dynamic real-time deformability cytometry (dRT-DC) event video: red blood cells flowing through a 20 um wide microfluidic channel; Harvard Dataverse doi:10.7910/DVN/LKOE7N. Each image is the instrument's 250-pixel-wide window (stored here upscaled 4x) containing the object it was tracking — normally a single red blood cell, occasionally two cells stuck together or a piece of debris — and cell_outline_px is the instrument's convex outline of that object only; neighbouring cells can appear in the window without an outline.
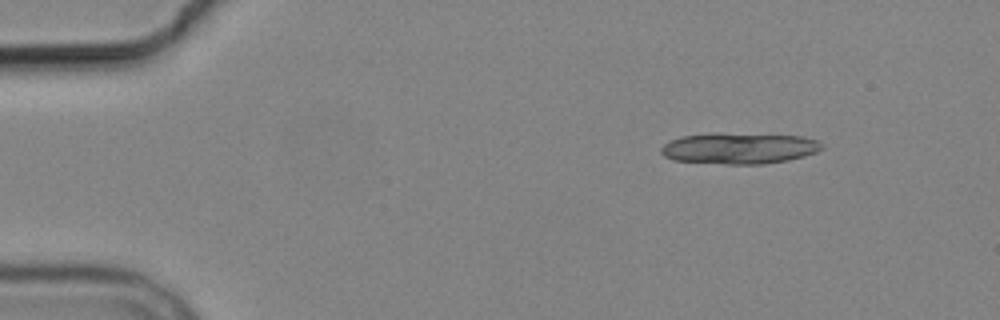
{"species": "common noctule bat (a hibernating species)", "species_latin": "Nyctalus noctula", "temperature_condition": "cold", "stored_images_in_passage": 6, "segment_of_instrument_passage": [2, 2], "camera_frame_rate_fps": 3000, "um_per_image_px": 0.085, "animal": {"sex": "male", "body_mass_g": 19.2, "forearm_length_mm": 51.8}, "frame": {"image": 1, "passage_image": 6, "time_ms": 7.0, "image_size_px": [1000, 320], "cell_outline_px": [[824, 148], [816, 152], [804, 156], [788, 160], [764, 164], [728, 164], [672, 160], [664, 156], [660, 152], [660, 148], [664, 144], [680, 136], [712, 132], [716, 132], [804, 136], [816, 140]], "centroid_in_image_um": [62.8, 12.59], "position_along_channel_um": 22.2, "area_um2": 29.48}}